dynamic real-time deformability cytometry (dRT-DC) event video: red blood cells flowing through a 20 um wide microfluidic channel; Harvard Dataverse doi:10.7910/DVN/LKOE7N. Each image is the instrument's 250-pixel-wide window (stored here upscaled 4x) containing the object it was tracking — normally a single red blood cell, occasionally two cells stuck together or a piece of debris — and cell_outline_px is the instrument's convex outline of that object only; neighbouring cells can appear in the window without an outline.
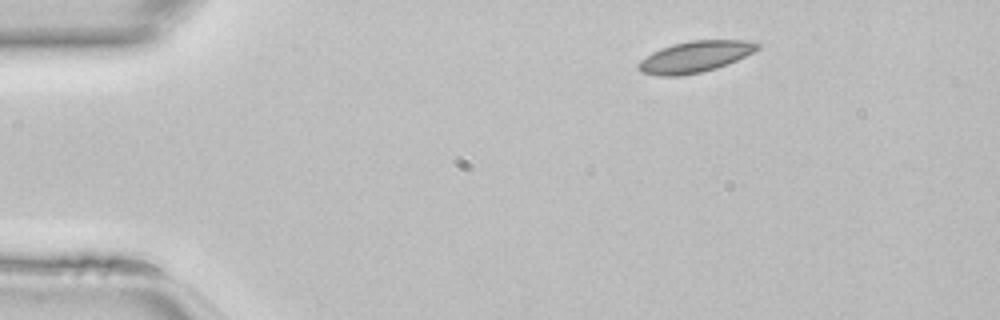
{"species": "common noctule bat (a hibernating species)", "species_latin": "Nyctalus noctula", "temperature_condition": "room temperature", "stored_images_in_passage": 40, "camera_frame_rate_fps": 3000, "um_per_image_px": 0.085, "animal": {"sex": "female", "body_mass_g": 22.7, "forearm_length_mm": 54.2}, "frame": {"image": 1, "passage_image": 1, "time_ms": 0.0, "image_size_px": [1000, 320], "cell_outline_px": [[760, 48], [728, 64], [716, 68], [700, 72], [680, 76], [656, 76], [640, 72], [636, 68], [636, 64], [640, 60], [652, 52], [660, 48], [672, 44], [692, 40], [748, 40], [760, 44]], "centroid_in_image_um": [59.02, 4.83], "position_along_channel_um": 26.0, "area_um2": 21.79}}
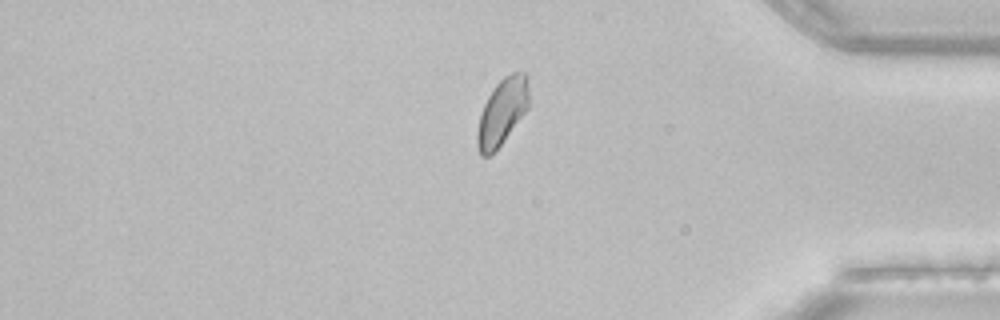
{"frame": {"image": 2, "passage_image": 33, "time_ms": 10.667, "image_size_px": [1000, 320], "cell_outline_px": [[528, 108], [500, 144], [488, 156], [480, 156], [476, 144], [476, 132], [480, 116], [484, 104], [488, 96], [496, 84], [504, 76], [512, 72], [524, 72], [528, 76]], "centroid_in_image_um": [42.67, 9.48], "position_along_channel_um": 392.5, "area_um2": 19.71}}
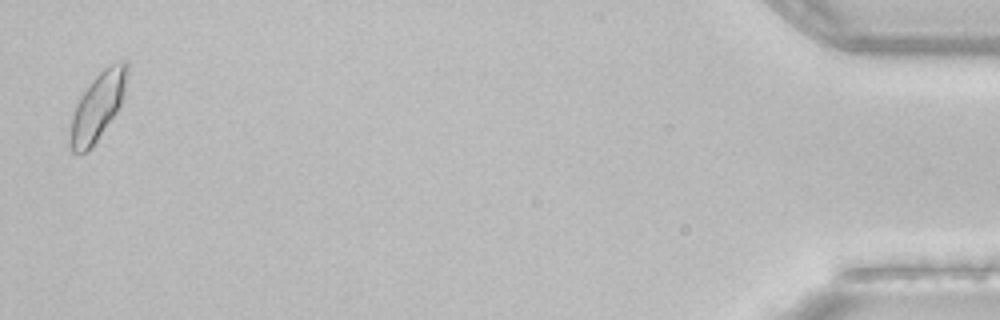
{"frame": {"image": 3, "passage_image": 40, "time_ms": 13.0, "image_size_px": [1000, 320], "cell_outline_px": [[128, 72], [124, 100], [120, 108], [92, 148], [88, 152], [72, 152], [68, 144], [68, 140], [72, 116], [76, 104], [80, 96], [92, 80], [104, 68], [112, 64], [124, 60], [128, 60]], "centroid_in_image_um": [8.32, 9.07], "position_along_channel_um": 426.9, "area_um2": 22.83}}